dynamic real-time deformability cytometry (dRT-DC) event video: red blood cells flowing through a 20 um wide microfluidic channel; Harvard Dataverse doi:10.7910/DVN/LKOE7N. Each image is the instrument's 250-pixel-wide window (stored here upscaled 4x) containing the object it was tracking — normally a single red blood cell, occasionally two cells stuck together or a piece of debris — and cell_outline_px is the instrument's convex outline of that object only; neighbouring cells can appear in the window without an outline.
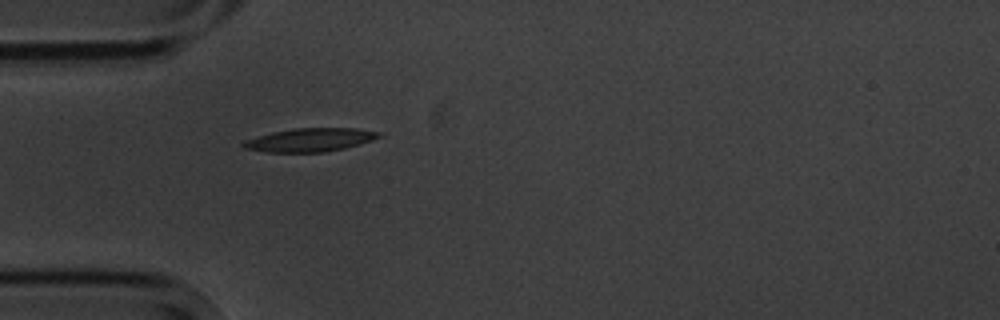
{"species": "common noctule bat (a hibernating species)", "species_latin": "Nyctalus noctula", "temperature_condition": "cold", "stored_images_in_passage": 1, "camera_frame_rate_fps": 3000, "um_per_image_px": 0.085, "animal": {"sex": "male", "body_mass_g": 20.1, "forearm_length_mm": 53.5}, "frame": {"image": 1, "passage_image": 1, "time_ms": 0.0, "image_size_px": [1000, 320], "cell_outline_px": [[380, 136], [372, 140], [360, 144], [344, 148], [324, 152], [268, 152], [244, 148], [240, 144], [244, 140], [272, 132], [292, 128], [356, 128], [380, 132]], "centroid_in_image_um": [26.33, 11.88], "position_along_channel_um": 58.7, "area_um2": 18.44}}